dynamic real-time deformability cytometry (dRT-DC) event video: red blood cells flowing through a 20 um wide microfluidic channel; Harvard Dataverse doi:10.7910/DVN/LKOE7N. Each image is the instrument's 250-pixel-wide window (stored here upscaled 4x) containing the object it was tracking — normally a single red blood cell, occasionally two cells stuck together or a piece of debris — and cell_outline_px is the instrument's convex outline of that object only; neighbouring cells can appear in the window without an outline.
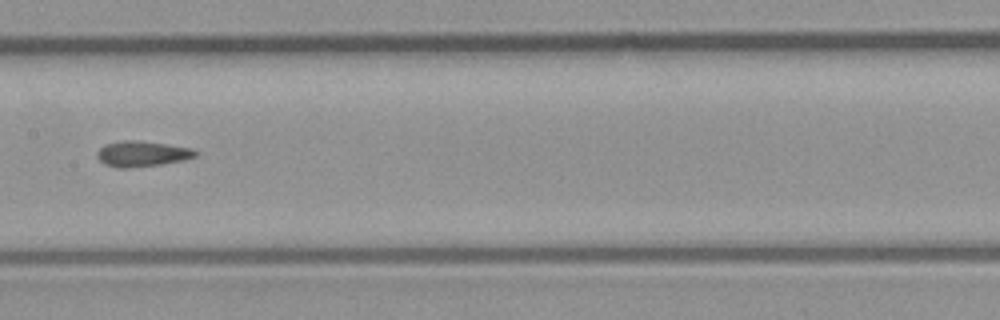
{"species": "common noctule bat (a hibernating species)", "species_latin": "Nyctalus noctula", "temperature_condition": "room temperature", "stored_images_in_passage": 36, "camera_frame_rate_fps": 3000, "um_per_image_px": 0.085, "animal": {"sex": "male", "body_mass_g": 23.1, "forearm_length_mm": 52.7}, "frame": {"image": 1, "passage_image": 11, "time_ms": 3.333, "image_size_px": [1000, 320], "cell_outline_px": [[196, 156], [184, 160], [160, 164], [128, 168], [116, 168], [104, 164], [96, 156], [96, 152], [104, 144], [120, 140], [136, 140], [192, 148], [196, 152]], "centroid_in_image_um": [12.01, 13.07], "position_along_channel_um": 195.4, "area_um2": 14.62}, "authors_computed_cell_mechanics": {"area_um2": 14.0743, "velocity_mm_per_s": 4.047, "shape_relaxation_time_tau1_ms": null, "shape_relaxation_time_tau2_ms": 2.1012, "deformation_change_tau1": null, "deformation_change_tau2": 0.0932}}